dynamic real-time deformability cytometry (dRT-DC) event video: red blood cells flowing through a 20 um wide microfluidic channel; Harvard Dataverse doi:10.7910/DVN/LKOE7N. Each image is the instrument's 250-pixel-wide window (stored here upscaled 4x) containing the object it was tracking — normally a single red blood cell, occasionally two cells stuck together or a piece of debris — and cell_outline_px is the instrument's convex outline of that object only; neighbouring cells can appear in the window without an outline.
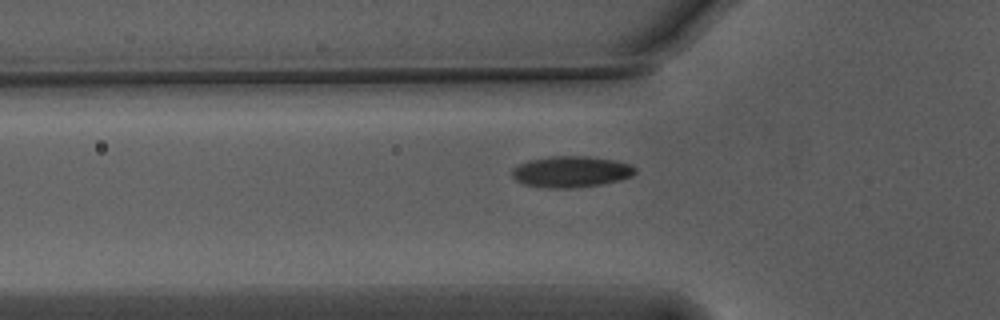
{"species": "Egyptian fruit bat (a non-hibernating species)", "species_latin": "Rousettus aegyptiacus", "temperature_condition": "warm", "stored_images_in_passage": 40, "camera_frame_rate_fps": 3000, "um_per_image_px": 0.085, "animal": {"sex": "male"}, "frame": {"image": 1, "passage_image": 6, "time_ms": 1.667, "image_size_px": [1000, 320], "cell_outline_px": [[636, 172], [632, 176], [620, 180], [600, 184], [572, 188], [548, 188], [524, 184], [516, 180], [512, 176], [512, 168], [528, 160], [552, 156], [588, 156], [612, 160], [632, 164], [636, 168]], "centroid_in_image_um": [48.55, 14.59], "position_along_channel_um": 77.3, "area_um2": 22.37}}
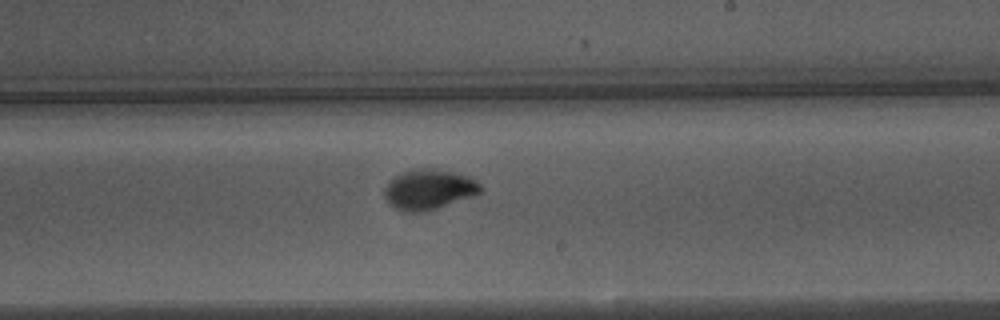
{"frame": {"image": 2, "passage_image": 20, "time_ms": 6.333, "image_size_px": [1000, 320], "cell_outline_px": [[484, 188], [480, 192], [472, 196], [436, 208], [420, 212], [404, 212], [396, 208], [384, 196], [384, 188], [388, 180], [400, 172], [416, 168], [432, 168], [472, 176]], "centroid_in_image_um": [36.45, 16.07], "position_along_channel_um": 252.6, "area_um2": 22.54}}
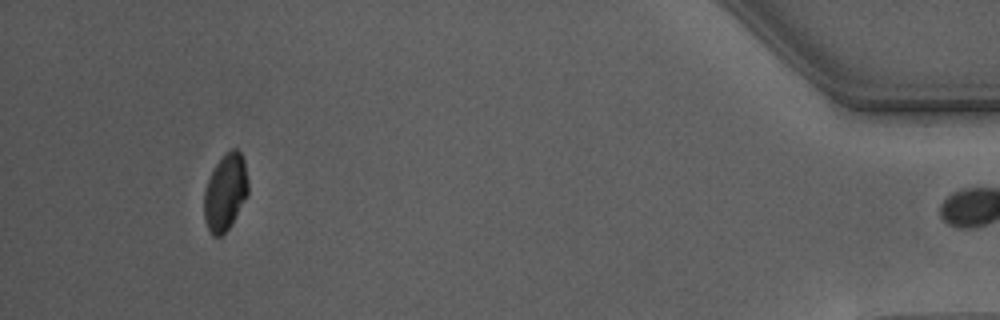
{"frame": {"image": 3, "passage_image": 39, "time_ms": 12.667, "image_size_px": [1000, 320], "cell_outline_px": [[248, 192], [244, 200], [228, 228], [220, 236], [212, 236], [204, 220], [204, 192], [208, 180], [220, 156], [224, 152], [232, 148], [236, 148], [240, 152], [244, 160], [248, 180]], "centroid_in_image_um": [19.14, 16.29], "position_along_channel_um": 416.1, "area_um2": 19.54}, "authors_computed_cell_mechanics": {"area_um2": 21.4438, "velocity_mm_per_s": 3.7502, "shape_relaxation_time_tau1_ms": 2.6059, "shape_relaxation_time_tau2_ms": null, "deformation_change_tau1": 0.1548, "deformation_change_tau2": null}}